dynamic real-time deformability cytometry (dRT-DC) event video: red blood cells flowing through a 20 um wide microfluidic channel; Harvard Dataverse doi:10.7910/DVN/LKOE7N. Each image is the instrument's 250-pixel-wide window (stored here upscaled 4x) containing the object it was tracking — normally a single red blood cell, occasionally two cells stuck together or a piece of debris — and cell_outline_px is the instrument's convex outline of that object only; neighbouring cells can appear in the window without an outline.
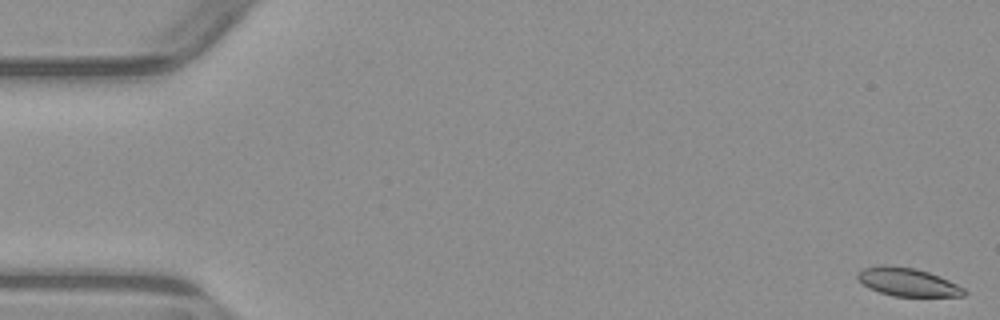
{"species": "common noctule bat (a hibernating species)", "species_latin": "Nyctalus noctula", "temperature_condition": "warm", "stored_images_in_passage": 3, "camera_frame_rate_fps": 3000, "um_per_image_px": 0.085, "animal": {"sex": "male", "body_mass_g": 23.1, "forearm_length_mm": 52.7}, "frame": {"image": 1, "passage_image": 1, "time_ms": 0.0, "image_size_px": [1000, 320], "cell_outline_px": [[968, 292], [964, 296], [892, 296], [868, 288], [856, 276], [856, 272], [864, 268], [880, 264], [884, 264], [916, 268], [940, 276], [964, 288]], "centroid_in_image_um": [77.13, 23.96], "position_along_channel_um": 7.9, "area_um2": 17.63}}